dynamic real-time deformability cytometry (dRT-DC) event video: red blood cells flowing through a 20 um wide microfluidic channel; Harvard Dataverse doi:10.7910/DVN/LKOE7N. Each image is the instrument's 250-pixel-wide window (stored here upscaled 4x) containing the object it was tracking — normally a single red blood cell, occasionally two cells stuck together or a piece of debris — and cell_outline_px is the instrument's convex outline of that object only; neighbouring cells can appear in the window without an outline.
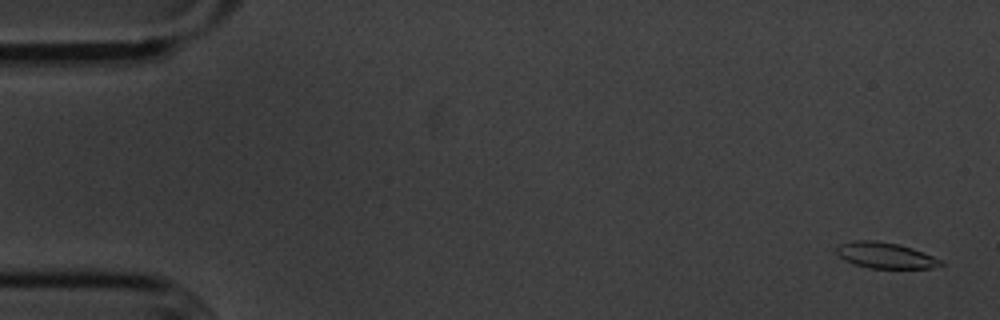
{"species": "common noctule bat (a hibernating species)", "species_latin": "Nyctalus noctula", "temperature_condition": "cold", "stored_images_in_passage": 56, "camera_frame_rate_fps": 3000, "um_per_image_px": 0.085, "animal": {"sex": "male", "body_mass_g": 20.1, "forearm_length_mm": 53.5}, "frame": {"image": 1, "passage_image": 2, "time_ms": 0.333, "image_size_px": [1000, 320], "cell_outline_px": [[944, 264], [932, 268], [868, 268], [844, 260], [836, 252], [836, 248], [840, 244], [856, 240], [876, 240], [900, 244], [912, 248], [932, 256], [940, 260]], "centroid_in_image_um": [75.24, 21.7], "position_along_channel_um": 9.8, "area_um2": 15.61}}
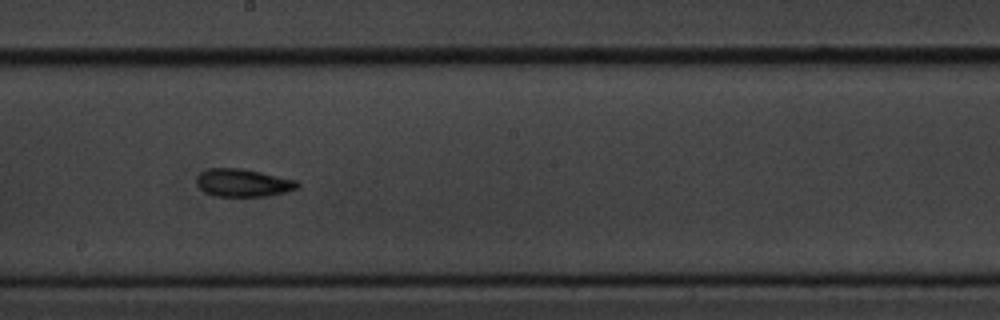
{"frame": {"image": 2, "passage_image": 31, "time_ms": 10.0, "image_size_px": [1000, 320], "cell_outline_px": [[300, 184], [296, 188], [284, 192], [268, 196], [216, 196], [204, 192], [196, 184], [196, 180], [200, 172], [208, 168], [240, 168], [260, 172], [296, 180]], "centroid_in_image_um": [20.62, 15.54], "position_along_channel_um": 227.6, "area_um2": 16.24}}
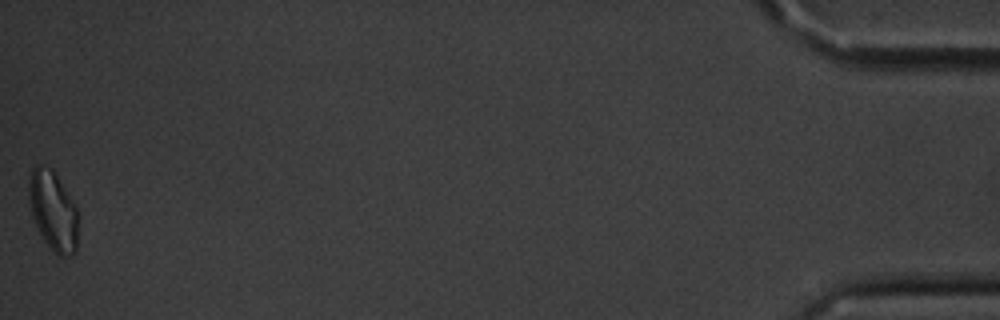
{"frame": {"image": 3, "passage_image": 56, "time_ms": 18.333, "image_size_px": [1000, 320], "cell_outline_px": [[76, 252], [72, 256], [60, 256], [44, 240], [32, 216], [28, 196], [28, 180], [32, 168], [36, 164], [44, 164], [52, 168], [76, 208]], "centroid_in_image_um": [4.47, 17.86], "position_along_channel_um": 430.7, "area_um2": 22.43}, "authors_computed_cell_mechanics": {"area_um2": 16.2418, "velocity_mm_per_s": 3.5805, "shape_relaxation_time_tau1_ms": 3.3874, "shape_relaxation_time_tau2_ms": 3.4952, "deformation_change_tau1": 0.1443, "deformation_change_tau2": 0.1104}}